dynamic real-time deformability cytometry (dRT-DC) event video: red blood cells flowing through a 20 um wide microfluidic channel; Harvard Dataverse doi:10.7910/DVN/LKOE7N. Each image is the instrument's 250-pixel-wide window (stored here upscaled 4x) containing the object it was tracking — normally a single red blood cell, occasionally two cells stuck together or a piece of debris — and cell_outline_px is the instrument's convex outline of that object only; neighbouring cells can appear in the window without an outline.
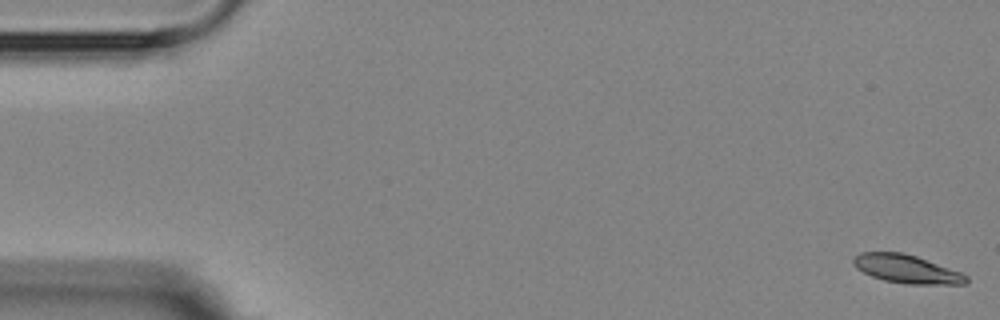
{"species": "Egyptian fruit bat (a non-hibernating species)", "species_latin": "Rousettus aegyptiacus", "temperature_condition": "room temperature", "stored_images_in_passage": 4, "camera_frame_rate_fps": 3000, "um_per_image_px": 0.085, "animal": {"sex": "female"}, "frame": {"image": 1, "passage_image": 1, "time_ms": 0.0, "image_size_px": [1000, 320], "cell_outline_px": [[968, 280], [964, 284], [908, 284], [884, 280], [872, 276], [856, 268], [852, 264], [852, 260], [860, 252], [904, 252], [916, 256], [960, 272], [968, 276]], "centroid_in_image_um": [77.04, 22.86], "position_along_channel_um": 8.0, "area_um2": 18.5}}